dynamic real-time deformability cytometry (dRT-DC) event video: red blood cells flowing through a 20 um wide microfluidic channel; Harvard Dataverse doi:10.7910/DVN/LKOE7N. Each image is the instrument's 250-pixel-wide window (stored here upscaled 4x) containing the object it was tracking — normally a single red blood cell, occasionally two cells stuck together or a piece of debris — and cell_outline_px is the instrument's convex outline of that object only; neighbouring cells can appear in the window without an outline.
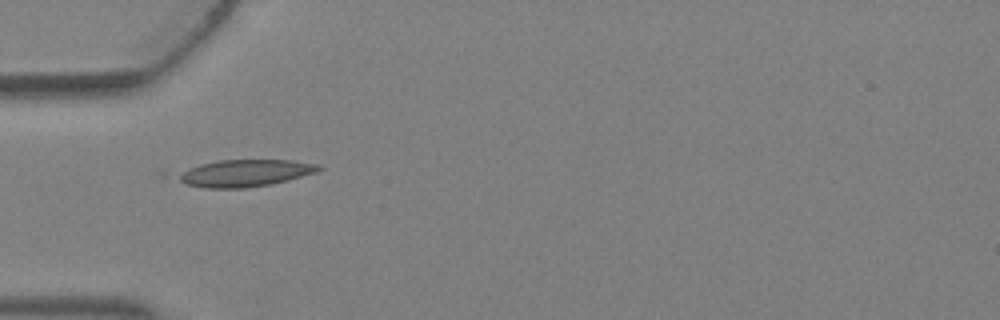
{"species": "Egyptian fruit bat (a non-hibernating species)", "species_latin": "Rousettus aegyptiacus", "temperature_condition": "warm", "stored_images_in_passage": 5, "camera_frame_rate_fps": 3000, "um_per_image_px": 0.085, "animal": {"sex": "female"}, "frame": {"image": 1, "passage_image": 5, "time_ms": 1.333, "image_size_px": [1000, 320], "cell_outline_px": [[324, 168], [316, 172], [288, 180], [272, 184], [244, 188], [204, 188], [184, 184], [172, 176], [200, 164], [216, 160], [292, 160], [316, 164]], "centroid_in_image_um": [20.78, 14.72], "position_along_channel_um": 64.2, "area_um2": 22.25}}